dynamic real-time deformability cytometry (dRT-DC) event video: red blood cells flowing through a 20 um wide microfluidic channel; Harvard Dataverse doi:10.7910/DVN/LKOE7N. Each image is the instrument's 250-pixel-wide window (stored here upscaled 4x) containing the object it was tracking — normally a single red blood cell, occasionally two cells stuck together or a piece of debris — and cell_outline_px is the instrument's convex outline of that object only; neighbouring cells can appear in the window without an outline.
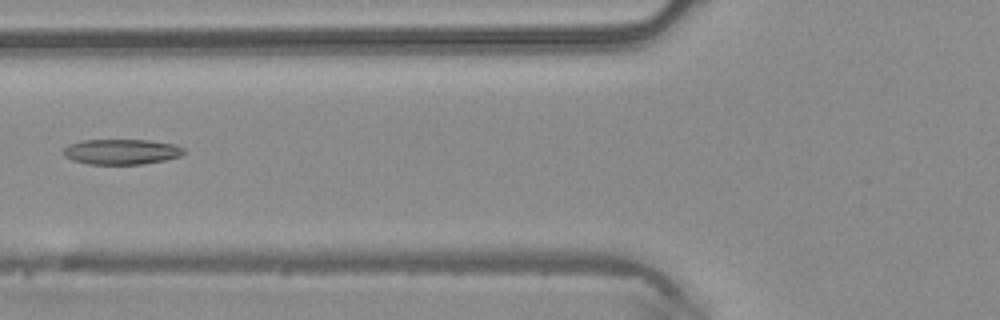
{"species": "common noctule bat (a hibernating species)", "species_latin": "Nyctalus noctula", "temperature_condition": "warm", "stored_images_in_passage": 7, "camera_frame_rate_fps": 3000, "um_per_image_px": 0.085, "animal": {"sex": "male", "body_mass_g": 20.4}, "frame": {"image": 1, "passage_image": 6, "time_ms": 1.667, "image_size_px": [1000, 320], "cell_outline_px": [[188, 152], [180, 156], [164, 160], [144, 164], [88, 164], [72, 160], [64, 156], [64, 148], [68, 144], [84, 140], [148, 140], [176, 144], [184, 148]], "centroid_in_image_um": [10.36, 12.89], "position_along_channel_um": 115.4, "area_um2": 17.92}}
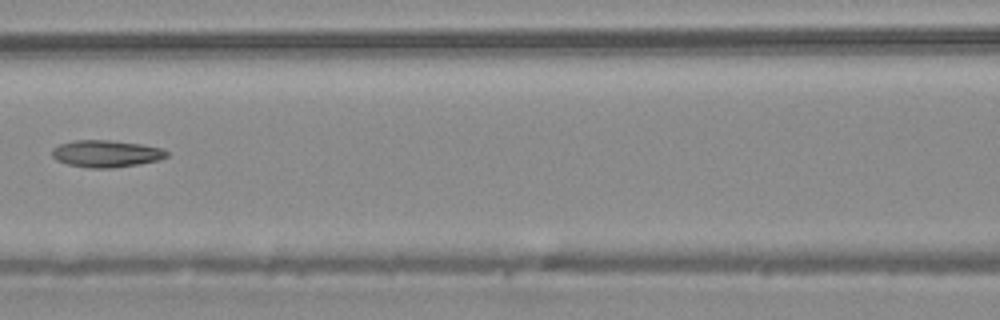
{"frame": {"image": 2, "passage_image": 7, "time_ms": 2.0, "image_size_px": [1000, 320], "cell_outline_px": [[168, 156], [160, 160], [140, 164], [112, 168], [88, 168], [68, 164], [56, 160], [52, 156], [52, 148], [60, 144], [76, 140], [108, 140], [140, 144], [160, 148], [168, 152]], "centroid_in_image_um": [9.02, 13.07], "position_along_channel_um": 157.6, "area_um2": 18.03}}